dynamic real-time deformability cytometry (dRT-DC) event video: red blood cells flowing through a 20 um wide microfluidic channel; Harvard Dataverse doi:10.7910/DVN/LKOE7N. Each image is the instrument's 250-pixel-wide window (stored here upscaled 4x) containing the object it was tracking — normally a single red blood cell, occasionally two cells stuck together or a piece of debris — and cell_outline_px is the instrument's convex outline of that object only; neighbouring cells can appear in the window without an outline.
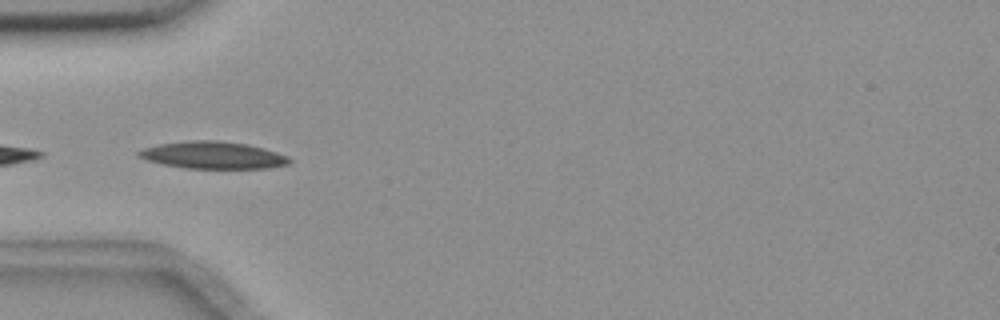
{"species": "common noctule bat (a hibernating species)", "species_latin": "Nyctalus noctula", "temperature_condition": "room temperature", "stored_images_in_passage": 55, "camera_frame_rate_fps": 3000, "um_per_image_px": 0.085, "animal": {"sex": "female", "body_mass_g": 18.4}, "frame": {"image": 1, "passage_image": 18, "time_ms": 5.667, "image_size_px": [1000, 320], "cell_outline_px": [[292, 160], [288, 164], [268, 168], [184, 168], [164, 164], [148, 160], [136, 156], [136, 152], [144, 148], [160, 144], [188, 140], [216, 140], [248, 144], [264, 148], [288, 156]], "centroid_in_image_um": [18.1, 13.18], "position_along_channel_um": 66.9, "area_um2": 23.81}}
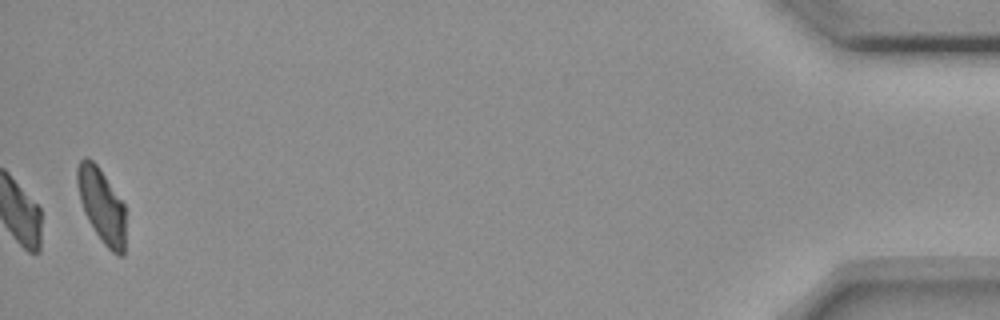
{"frame": {"image": 2, "passage_image": 55, "time_ms": 18.0, "image_size_px": [1000, 320], "cell_outline_px": [[124, 256], [120, 256], [112, 252], [100, 240], [88, 220], [84, 212], [80, 200], [76, 184], [76, 168], [80, 160], [84, 156], [88, 156], [100, 168], [124, 204]], "centroid_in_image_um": [8.61, 17.43], "position_along_channel_um": 426.6, "area_um2": 20.98}, "authors_computed_cell_mechanics": {"area_um2": 20.9814, "velocity_mm_per_s": 3.6405, "shape_relaxation_time_tau1_ms": 5.165, "shape_relaxation_time_tau2_ms": null, "deformation_change_tau1": 0.1157, "deformation_change_tau2": null}}